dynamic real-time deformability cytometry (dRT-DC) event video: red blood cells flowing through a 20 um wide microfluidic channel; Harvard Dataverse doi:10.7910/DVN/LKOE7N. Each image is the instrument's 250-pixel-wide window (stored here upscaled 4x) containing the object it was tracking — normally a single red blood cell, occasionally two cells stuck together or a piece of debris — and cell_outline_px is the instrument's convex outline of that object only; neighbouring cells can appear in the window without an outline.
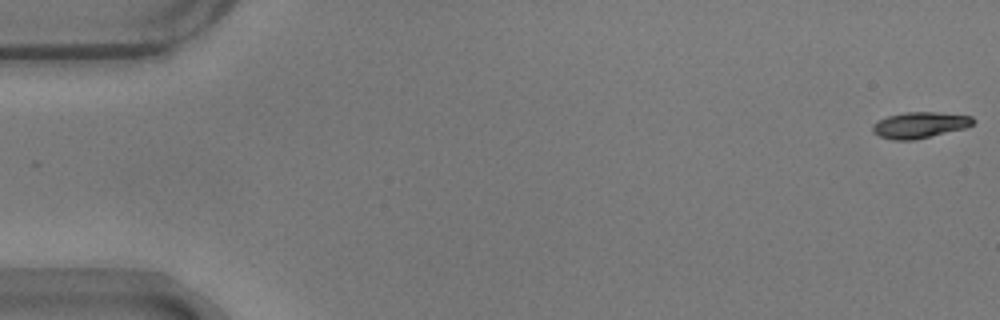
{"species": "common noctule bat (a hibernating species)", "species_latin": "Nyctalus noctula", "temperature_condition": "warm", "stored_images_in_passage": 52, "camera_frame_rate_fps": 3000, "um_per_image_px": 0.085, "animal": {"sex": "male", "body_mass_g": 17.9}, "frame": {"image": 1, "passage_image": 1, "time_ms": 0.0, "image_size_px": [1000, 320], "cell_outline_px": [[976, 120], [968, 128], [916, 140], [892, 140], [880, 136], [872, 132], [872, 124], [888, 116], [904, 112], [936, 112], [972, 116]], "centroid_in_image_um": [78.21, 10.64], "position_along_channel_um": 6.8, "area_um2": 15.49}}
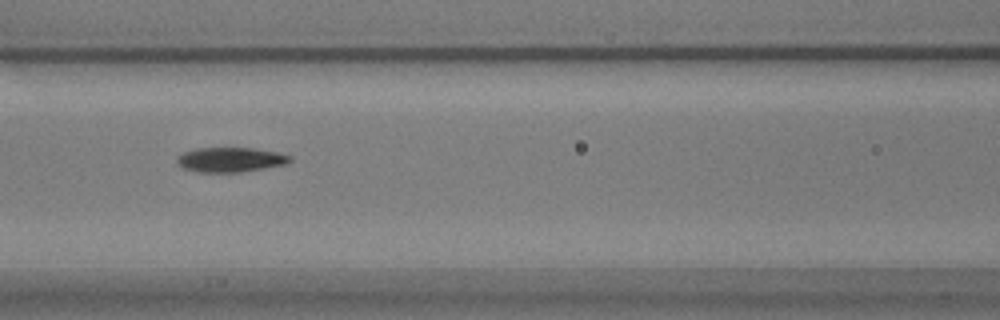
{"frame": {"image": 2, "passage_image": 24, "time_ms": 7.667, "image_size_px": [1000, 320], "cell_outline_px": [[292, 160], [288, 164], [240, 172], [196, 172], [184, 168], [176, 164], [176, 156], [184, 152], [196, 148], [252, 148], [276, 152], [292, 156]], "centroid_in_image_um": [19.57, 13.57], "position_along_channel_um": 147.0, "area_um2": 16.36}}
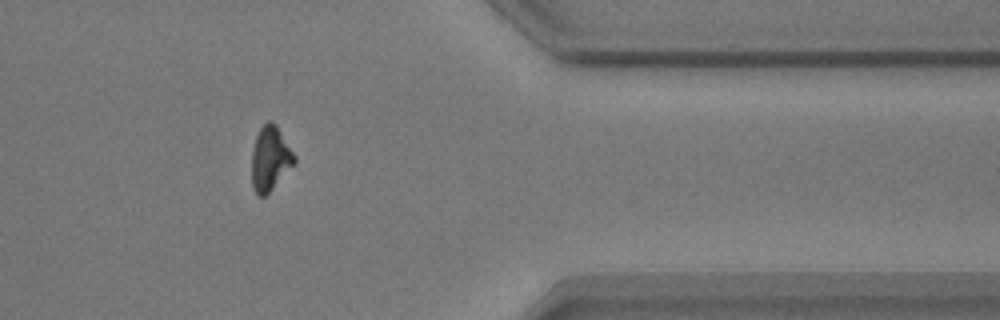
{"frame": {"image": 3, "passage_image": 45, "time_ms": 14.667, "image_size_px": [1000, 320], "cell_outline_px": [[296, 160], [272, 188], [264, 196], [256, 196], [252, 188], [252, 148], [256, 136], [260, 128], [268, 120], [272, 120], [276, 124], [296, 156]], "centroid_in_image_um": [22.94, 13.45], "position_along_channel_um": 388.5, "area_um2": 15.84}}